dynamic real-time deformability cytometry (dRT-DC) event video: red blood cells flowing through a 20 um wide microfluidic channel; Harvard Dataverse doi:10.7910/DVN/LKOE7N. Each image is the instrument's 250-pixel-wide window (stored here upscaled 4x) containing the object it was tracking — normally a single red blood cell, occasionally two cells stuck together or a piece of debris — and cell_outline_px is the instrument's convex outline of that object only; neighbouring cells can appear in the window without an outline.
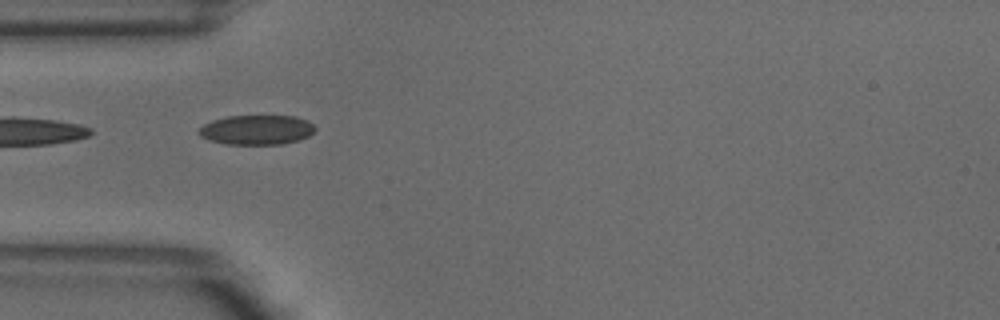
{"species": "common noctule bat (a hibernating species)", "species_latin": "Nyctalus noctula", "temperature_condition": "warm", "stored_images_in_passage": 5, "camera_frame_rate_fps": 3000, "um_per_image_px": 0.085, "animal": {"sex": "male", "body_mass_g": 18.8}, "frame": {"image": 1, "passage_image": 3, "time_ms": 0.667, "image_size_px": [1000, 320], "cell_outline_px": [[316, 128], [308, 136], [296, 140], [280, 144], [224, 144], [200, 136], [196, 132], [204, 124], [212, 120], [228, 116], [296, 116], [308, 120]], "centroid_in_image_um": [21.8, 11.03], "position_along_channel_um": 63.2, "area_um2": 19.94}}
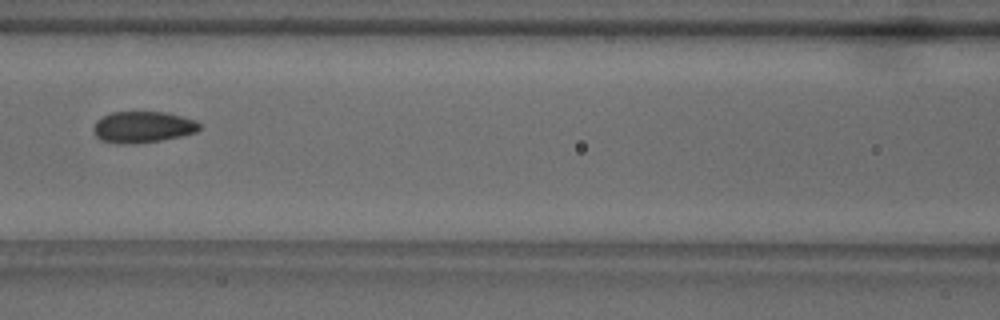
{"frame": {"image": 2, "passage_image": 5, "time_ms": 1.333, "image_size_px": [1000, 320], "cell_outline_px": [[200, 128], [196, 132], [180, 136], [160, 140], [132, 144], [116, 144], [100, 140], [92, 132], [92, 128], [96, 120], [112, 112], [168, 112], [196, 120], [200, 124]], "centroid_in_image_um": [12.1, 10.8], "position_along_channel_um": 154.5, "area_um2": 19.54}}